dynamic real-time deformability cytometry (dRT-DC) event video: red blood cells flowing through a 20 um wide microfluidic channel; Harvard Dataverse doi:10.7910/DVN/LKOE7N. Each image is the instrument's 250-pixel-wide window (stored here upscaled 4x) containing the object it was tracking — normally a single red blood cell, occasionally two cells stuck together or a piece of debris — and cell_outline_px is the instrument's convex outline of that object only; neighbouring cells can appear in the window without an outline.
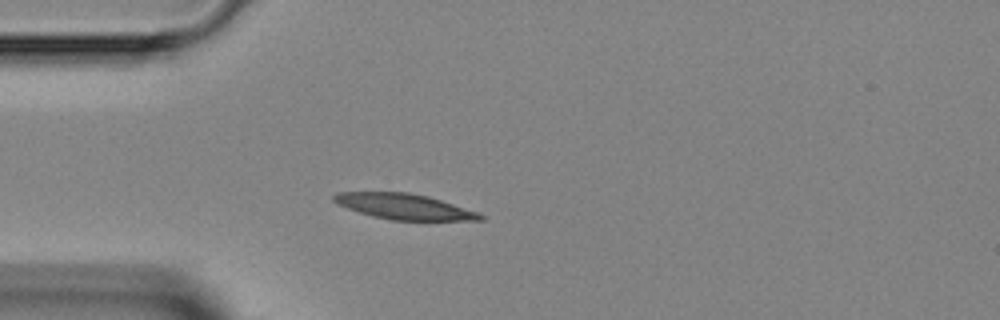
{"species": "Egyptian fruit bat (a non-hibernating species)", "species_latin": "Rousettus aegyptiacus", "temperature_condition": "room temperature", "stored_images_in_passage": 33, "camera_frame_rate_fps": 3000, "um_per_image_px": 0.085, "animal": {"sex": "female"}, "frame": {"image": 1, "passage_image": 9, "time_ms": 2.667, "image_size_px": [1000, 320], "cell_outline_px": [[484, 220], [392, 220], [372, 216], [336, 204], [332, 200], [332, 196], [336, 192], [408, 192], [428, 196], [480, 212], [484, 216]], "centroid_in_image_um": [34.36, 17.55], "position_along_channel_um": 50.6, "area_um2": 21.85}}
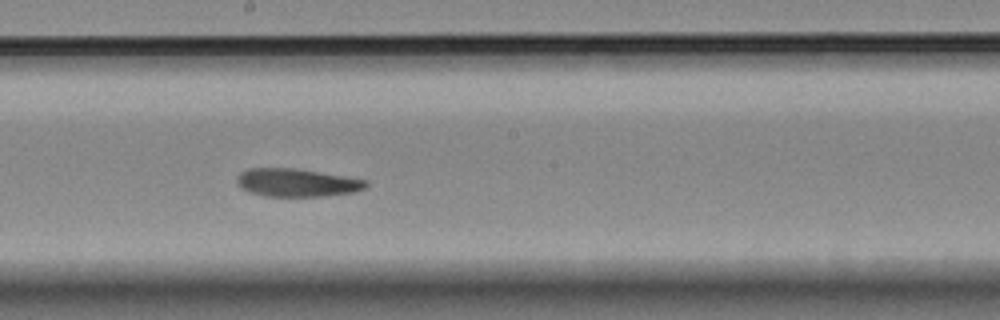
{"frame": {"image": 2, "passage_image": 22, "time_ms": 7.0, "image_size_px": [1000, 320], "cell_outline_px": [[368, 184], [364, 188], [352, 192], [324, 196], [264, 196], [240, 188], [236, 184], [236, 176], [240, 172], [248, 168], [296, 168], [368, 180]], "centroid_in_image_um": [25.18, 15.51], "position_along_channel_um": 223.0, "area_um2": 21.1}}
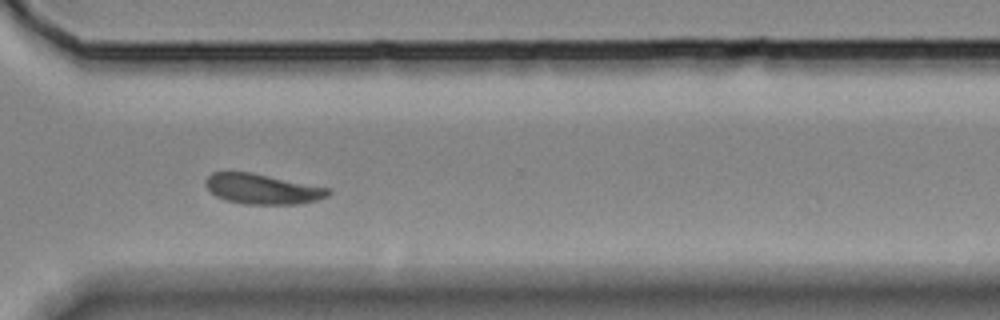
{"frame": {"image": 3, "passage_image": 31, "time_ms": 10.0, "image_size_px": [1000, 320], "cell_outline_px": [[332, 192], [328, 196], [316, 200], [300, 204], [244, 204], [224, 200], [216, 196], [204, 184], [204, 180], [212, 172], [248, 172], [332, 188]], "centroid_in_image_um": [22.32, 16.07], "position_along_channel_um": 348.3, "area_um2": 21.62}}